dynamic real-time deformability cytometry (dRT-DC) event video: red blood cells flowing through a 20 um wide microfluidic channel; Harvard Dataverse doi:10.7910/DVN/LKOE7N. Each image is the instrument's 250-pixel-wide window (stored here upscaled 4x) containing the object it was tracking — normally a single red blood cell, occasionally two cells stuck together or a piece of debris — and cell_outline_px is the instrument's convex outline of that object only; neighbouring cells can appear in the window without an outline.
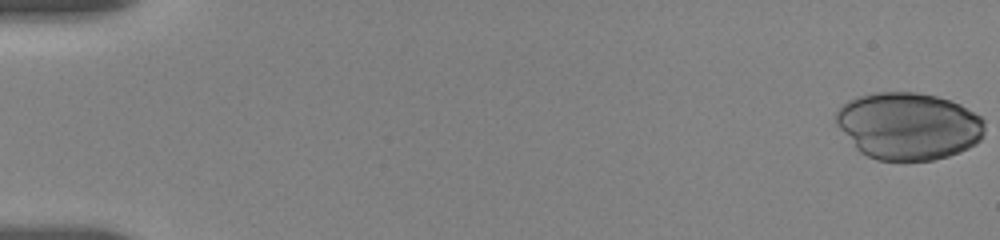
{"species": "human", "species_latin": "Homo sapiens", "temperature_condition": "room temperature", "stored_images_in_passage": 12, "camera_frame_rate_fps": 3000, "um_per_image_px": 0.085, "donor": {"sex": "female"}, "frame": {"image": 1, "passage_image": 1, "time_ms": 0.0, "image_size_px": [1000, 240], "cell_outline_px": [[984, 132], [980, 140], [976, 144], [960, 152], [948, 156], [932, 160], [876, 160], [860, 152], [856, 148], [836, 124], [836, 112], [848, 100], [856, 96], [872, 92], [916, 92], [936, 96], [960, 104], [980, 116], [984, 120]], "centroid_in_image_um": [77.21, 10.7], "position_along_channel_um": 7.8, "area_um2": 58.32}}